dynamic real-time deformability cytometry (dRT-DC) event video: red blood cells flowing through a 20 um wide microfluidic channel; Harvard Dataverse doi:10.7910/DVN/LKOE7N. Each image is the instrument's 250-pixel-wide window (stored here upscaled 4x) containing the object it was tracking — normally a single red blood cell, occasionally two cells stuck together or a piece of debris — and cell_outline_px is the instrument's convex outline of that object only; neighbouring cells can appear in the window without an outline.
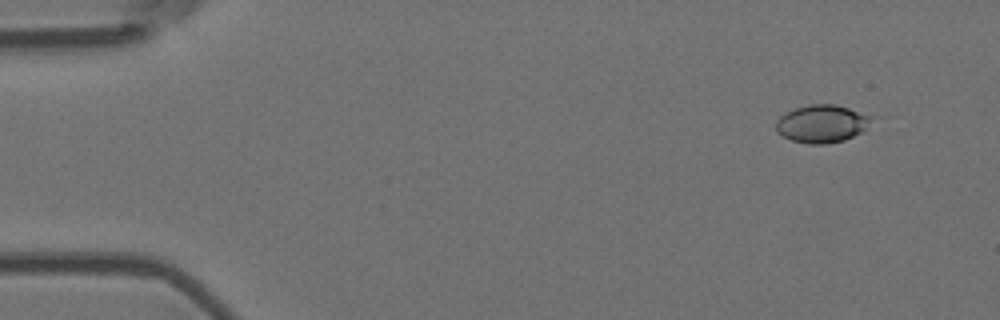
{"species": "Egyptian fruit bat (a non-hibernating species)", "species_latin": "Rousettus aegyptiacus", "temperature_condition": "room temperature", "stored_images_in_passage": 10, "camera_frame_rate_fps": 3000, "um_per_image_px": 0.085, "animal": {"sex": "female"}, "frame": {"image": 1, "passage_image": 1, "time_ms": 0.0, "image_size_px": [1000, 320], "cell_outline_px": [[872, 120], [860, 132], [844, 140], [824, 144], [808, 144], [792, 140], [776, 132], [776, 120], [784, 112], [808, 104], [836, 104], [872, 116]], "centroid_in_image_um": [69.81, 10.5], "position_along_channel_um": 15.2, "area_um2": 20.87}}
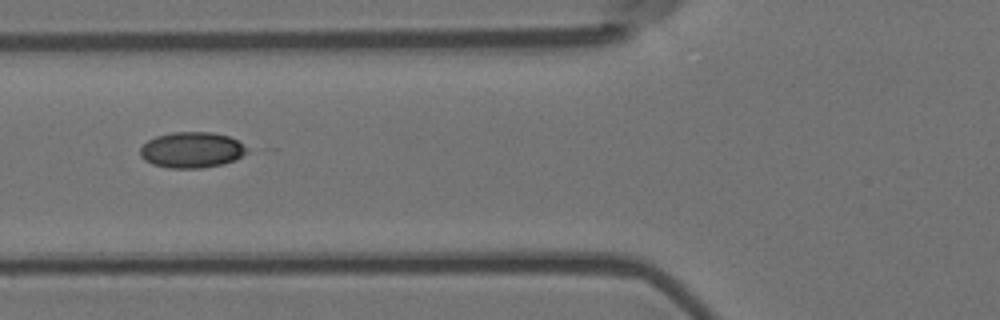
{"frame": {"image": 2, "passage_image": 6, "time_ms": 1.667, "image_size_px": [1000, 320], "cell_outline_px": [[248, 152], [224, 164], [204, 168], [168, 168], [152, 164], [144, 160], [140, 156], [140, 148], [148, 140], [156, 136], [172, 132], [212, 132], [228, 136], [236, 140], [248, 148]], "centroid_in_image_um": [16.27, 12.75], "position_along_channel_um": 109.5, "area_um2": 22.31}}
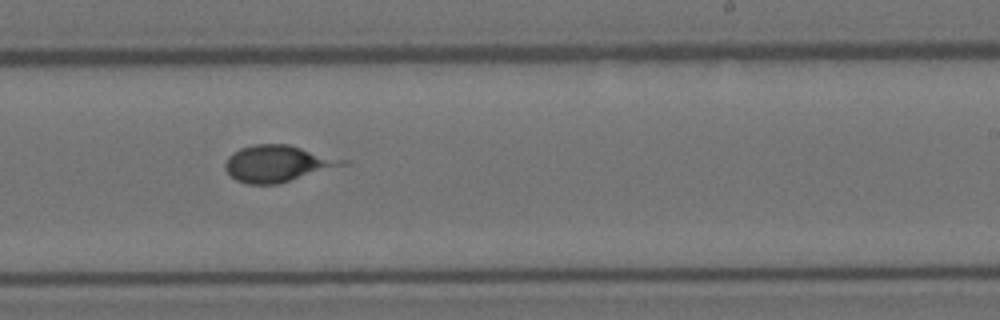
{"frame": {"image": 3, "passage_image": 10, "time_ms": 3.0, "image_size_px": [1000, 320], "cell_outline_px": [[352, 164], [280, 184], [248, 184], [236, 180], [224, 168], [224, 164], [228, 156], [232, 152], [240, 148], [252, 144], [288, 144], [348, 160]], "centroid_in_image_um": [23.65, 13.91], "position_along_channel_um": 265.3, "area_um2": 25.49}}